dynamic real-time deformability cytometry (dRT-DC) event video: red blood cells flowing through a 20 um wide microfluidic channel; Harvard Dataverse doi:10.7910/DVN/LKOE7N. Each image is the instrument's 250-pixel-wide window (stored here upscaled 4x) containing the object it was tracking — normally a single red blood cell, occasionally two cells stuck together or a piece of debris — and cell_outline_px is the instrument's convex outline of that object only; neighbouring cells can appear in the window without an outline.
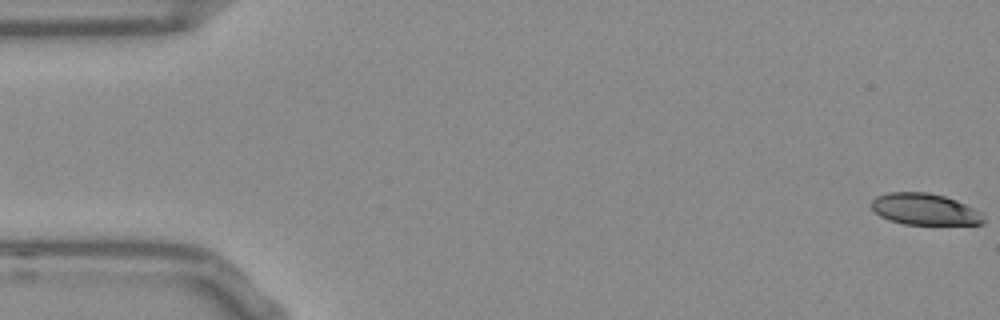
{"species": "Egyptian fruit bat (a non-hibernating species)", "species_latin": "Rousettus aegyptiacus", "temperature_condition": "room temperature", "stored_images_in_passage": 55, "camera_frame_rate_fps": 3000, "um_per_image_px": 0.085, "frame": {"image": 1, "passage_image": 1, "time_ms": 0.0, "image_size_px": [1000, 320], "cell_outline_px": [[984, 224], [904, 224], [888, 220], [880, 216], [872, 208], [872, 200], [876, 196], [888, 192], [928, 192], [944, 196], [956, 200], [980, 212], [984, 220]], "centroid_in_image_um": [78.57, 17.78], "position_along_channel_um": 6.4, "area_um2": 20.4}}
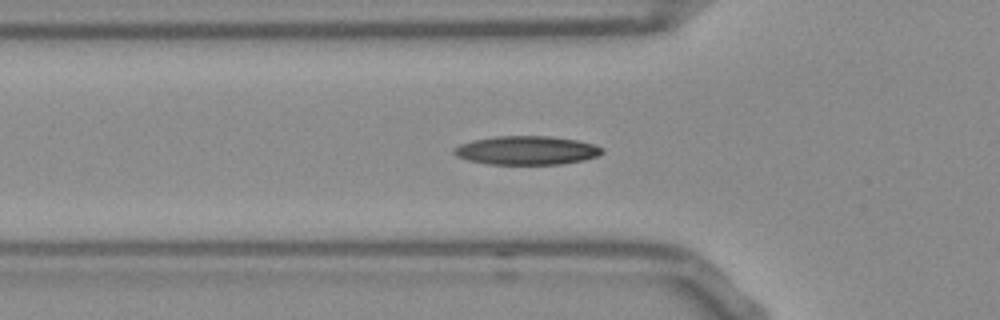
{"frame": {"image": 2, "passage_image": 18, "time_ms": 5.667, "image_size_px": [1000, 320], "cell_outline_px": [[604, 152], [596, 156], [584, 160], [560, 164], [488, 164], [468, 160], [456, 156], [452, 152], [452, 148], [460, 144], [472, 140], [496, 136], [548, 136], [576, 140], [592, 144], [604, 148]], "centroid_in_image_um": [44.73, 12.78], "position_along_channel_um": 81.1, "area_um2": 24.8}}
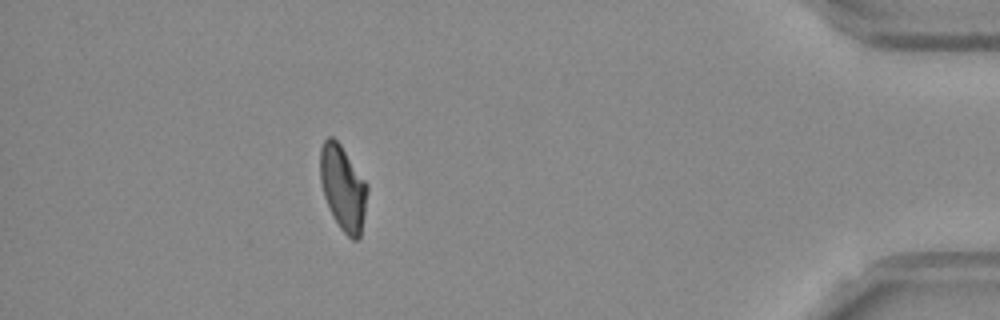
{"frame": {"image": 3, "passage_image": 48, "time_ms": 15.667, "image_size_px": [1000, 320], "cell_outline_px": [[368, 188], [360, 236], [356, 240], [352, 240], [340, 228], [324, 196], [320, 180], [320, 148], [324, 140], [328, 136], [332, 136], [340, 144], [368, 184]], "centroid_in_image_um": [29.14, 15.93], "position_along_channel_um": 406.1, "area_um2": 22.95}}